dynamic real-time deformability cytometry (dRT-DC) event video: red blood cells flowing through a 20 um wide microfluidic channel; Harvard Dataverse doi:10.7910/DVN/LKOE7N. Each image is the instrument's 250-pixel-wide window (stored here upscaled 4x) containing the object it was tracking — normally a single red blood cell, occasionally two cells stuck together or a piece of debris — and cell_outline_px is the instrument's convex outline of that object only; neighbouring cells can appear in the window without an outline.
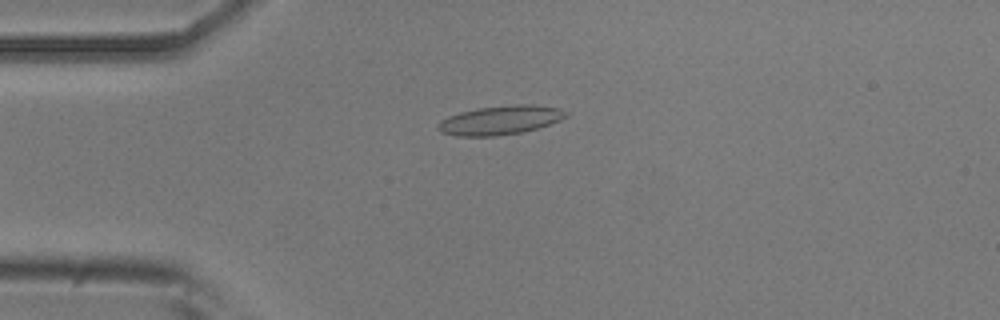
{"species": "common noctule bat (a hibernating species)", "species_latin": "Nyctalus noctula", "temperature_condition": "room temperature", "stored_images_in_passage": 39, "camera_frame_rate_fps": 3000, "um_per_image_px": 0.085, "animal": {"sex": "male", "body_mass_g": 20.5, "forearm_length_mm": 52.5}, "frame": {"image": 1, "passage_image": 12, "time_ms": 3.667, "image_size_px": [1000, 320], "cell_outline_px": [[568, 116], [560, 120], [536, 128], [520, 132], [496, 136], [456, 136], [440, 132], [436, 128], [436, 124], [440, 120], [448, 116], [460, 112], [476, 108], [516, 104], [532, 104], [560, 108], [568, 112]], "centroid_in_image_um": [42.48, 10.2], "position_along_channel_um": 42.5, "area_um2": 21.73}}
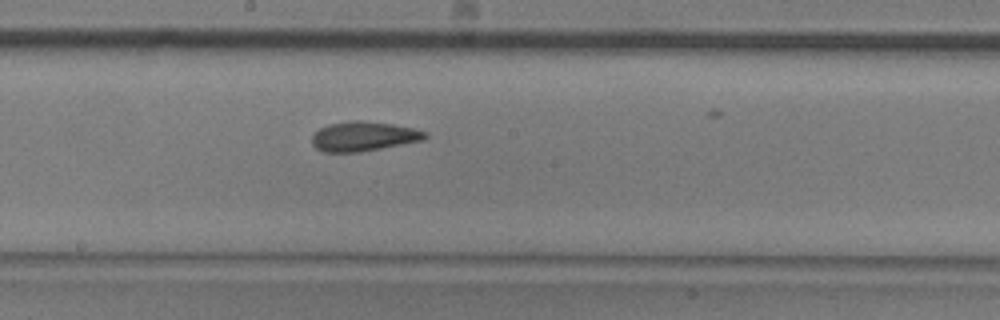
{"frame": {"image": 2, "passage_image": 27, "time_ms": 8.667, "image_size_px": [1000, 320], "cell_outline_px": [[428, 136], [424, 140], [360, 152], [324, 152], [316, 148], [312, 144], [312, 136], [320, 128], [328, 124], [352, 120], [360, 120], [392, 124], [412, 128], [428, 132]], "centroid_in_image_um": [30.91, 11.59], "position_along_channel_um": 217.3, "area_um2": 19.48}}
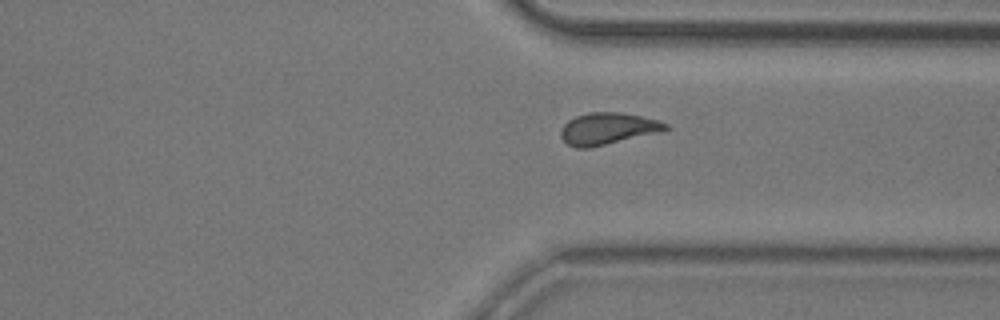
{"frame": {"image": 3, "passage_image": 38, "time_ms": 12.333, "image_size_px": [1000, 320], "cell_outline_px": [[668, 128], [588, 148], [576, 148], [568, 144], [560, 136], [560, 132], [564, 124], [568, 120], [576, 116], [588, 112], [620, 112], [660, 120], [668, 124]], "centroid_in_image_um": [51.56, 10.9], "position_along_channel_um": 359.8, "area_um2": 18.73}}